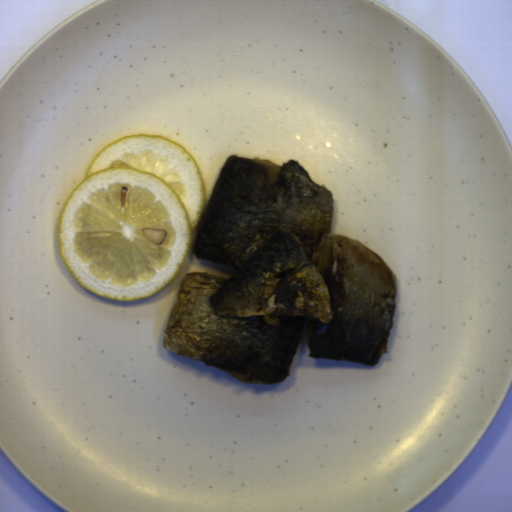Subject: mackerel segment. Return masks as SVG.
<instances>
[{"mask_svg":"<svg viewBox=\"0 0 512 512\" xmlns=\"http://www.w3.org/2000/svg\"><path fill=\"white\" fill-rule=\"evenodd\" d=\"M333 214V192L297 161L230 154L192 250L234 270L185 274L164 349L254 385L286 381L305 331L315 359L377 365L396 277L358 240L331 233Z\"/></svg>","mask_w":512,"mask_h":512,"instance_id":"obj_1","label":"mackerel segment"}]
</instances>
